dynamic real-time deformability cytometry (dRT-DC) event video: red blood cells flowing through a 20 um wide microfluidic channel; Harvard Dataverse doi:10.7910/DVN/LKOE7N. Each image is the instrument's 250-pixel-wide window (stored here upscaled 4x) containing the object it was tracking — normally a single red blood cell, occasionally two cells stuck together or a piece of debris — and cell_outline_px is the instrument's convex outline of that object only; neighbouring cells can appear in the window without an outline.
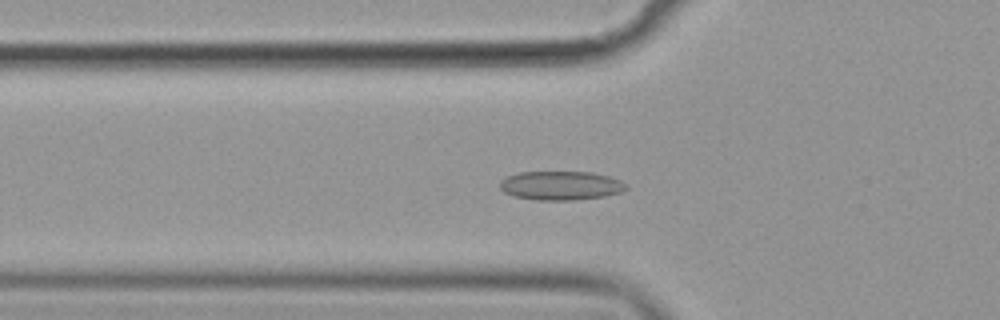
{"species": "common noctule bat (a hibernating species)", "species_latin": "Nyctalus noctula", "temperature_condition": "cold", "stored_images_in_passage": 56, "camera_frame_rate_fps": 3000, "um_per_image_px": 0.085, "animal": {"sex": "female", "body_mass_g": 19.9}, "frame": {"image": 1, "passage_image": 19, "time_ms": 6.0, "image_size_px": [1000, 320], "cell_outline_px": [[628, 188], [620, 192], [604, 196], [572, 200], [536, 200], [512, 196], [504, 192], [500, 188], [500, 180], [508, 176], [520, 172], [592, 172], [608, 176], [620, 180], [628, 184]], "centroid_in_image_um": [47.66, 15.77], "position_along_channel_um": 78.1, "area_um2": 21.33}}
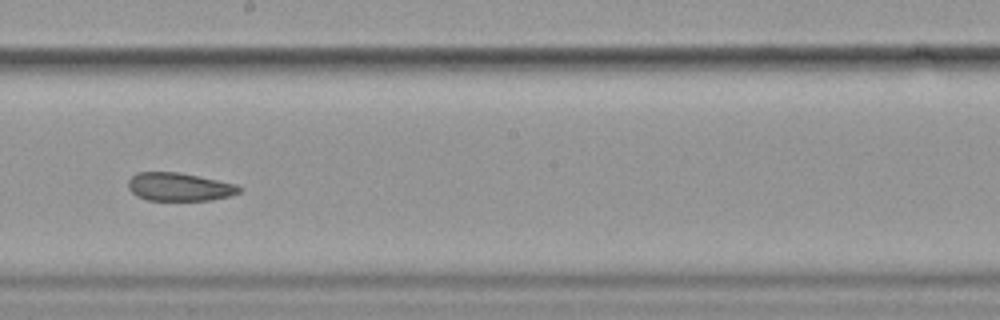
{"frame": {"image": 2, "passage_image": 32, "time_ms": 10.333, "image_size_px": [1000, 320], "cell_outline_px": [[244, 188], [240, 192], [228, 196], [212, 200], [148, 200], [136, 196], [128, 188], [128, 180], [136, 172], [180, 172], [236, 184]], "centroid_in_image_um": [15.24, 15.88], "position_along_channel_um": 233.0, "area_um2": 18.32}}
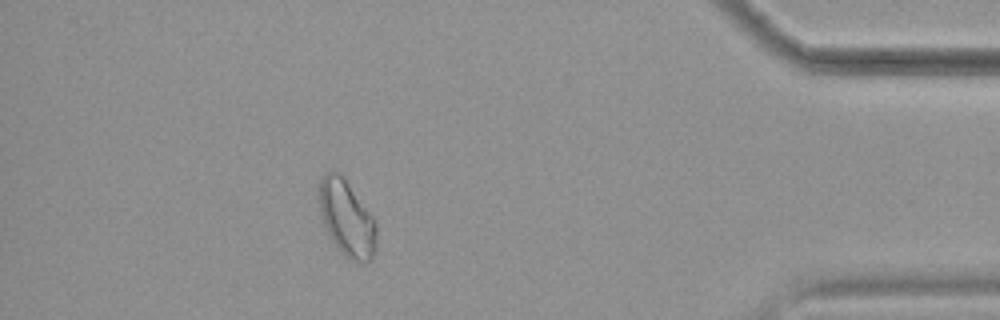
{"frame": {"image": 3, "passage_image": 50, "time_ms": 16.333, "image_size_px": [1000, 320], "cell_outline_px": [[376, 248], [372, 260], [368, 264], [356, 264], [348, 260], [340, 252], [324, 228], [316, 196], [320, 180], [324, 172], [340, 172], [376, 220]], "centroid_in_image_um": [29.46, 18.6], "position_along_channel_um": 405.7, "area_um2": 26.36}, "authors_computed_cell_mechanics": {"area_um2": 21.097, "velocity_mm_per_s": 3.5777, "shape_relaxation_time_tau1_ms": null, "shape_relaxation_time_tau2_ms": 4.7389, "deformation_change_tau1": null, "deformation_change_tau2": 0.0993}}